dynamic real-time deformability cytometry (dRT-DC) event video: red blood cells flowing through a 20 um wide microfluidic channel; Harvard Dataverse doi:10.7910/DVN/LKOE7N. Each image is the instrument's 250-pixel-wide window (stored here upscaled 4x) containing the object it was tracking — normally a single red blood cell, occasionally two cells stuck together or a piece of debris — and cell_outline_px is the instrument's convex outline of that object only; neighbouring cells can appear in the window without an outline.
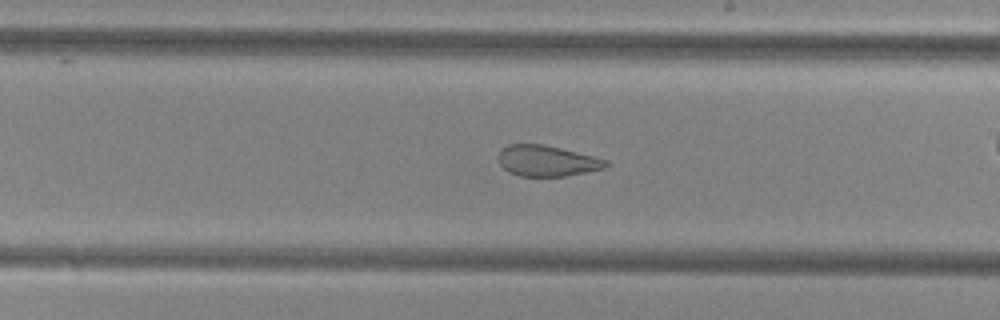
{"species": "common noctule bat (a hibernating species)", "species_latin": "Nyctalus noctula", "temperature_condition": "cold", "stored_images_in_passage": 29, "camera_frame_rate_fps": 3000, "um_per_image_px": 0.085, "animal": {"sex": "female", "body_mass_g": 29.2, "forearm_length_mm": 56.3}, "frame": {"image": 1, "passage_image": 17, "time_ms": 5.333, "image_size_px": [1000, 320], "cell_outline_px": [[608, 164], [604, 168], [568, 176], [520, 176], [508, 172], [500, 164], [500, 152], [508, 144], [544, 144], [608, 160]], "centroid_in_image_um": [46.5, 13.68], "position_along_channel_um": 242.5, "area_um2": 19.07}}
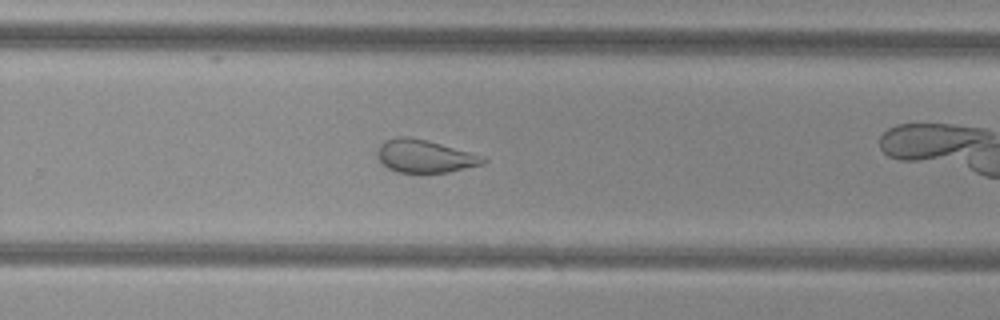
{"frame": {"image": 2, "passage_image": 21, "time_ms": 6.667, "image_size_px": [1000, 320], "cell_outline_px": [[488, 160], [484, 164], [448, 172], [396, 172], [388, 168], [376, 156], [376, 152], [380, 144], [396, 136], [408, 136], [428, 140], [484, 156]], "centroid_in_image_um": [36.11, 13.27], "position_along_channel_um": 293.7, "area_um2": 20.23}}